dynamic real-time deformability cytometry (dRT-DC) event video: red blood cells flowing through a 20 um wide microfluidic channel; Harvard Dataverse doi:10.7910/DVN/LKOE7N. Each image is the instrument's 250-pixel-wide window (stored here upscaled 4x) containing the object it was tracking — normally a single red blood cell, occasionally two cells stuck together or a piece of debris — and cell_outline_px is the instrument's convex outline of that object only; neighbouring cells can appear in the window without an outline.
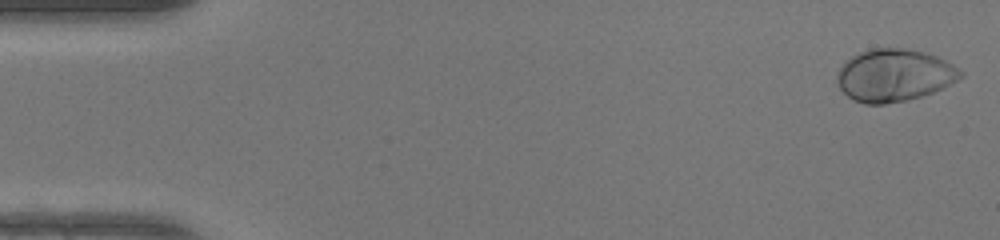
{"species": "human", "species_latin": "Homo sapiens", "temperature_condition": "warm", "stored_images_in_passage": 48, "camera_frame_rate_fps": 3000, "um_per_image_px": 0.085, "donor": {"sex": "female"}, "frame": {"image": 1, "passage_image": 1, "time_ms": 0.0, "image_size_px": [1000, 240], "cell_outline_px": [[964, 76], [932, 92], [908, 100], [884, 104], [864, 104], [852, 100], [836, 84], [836, 76], [840, 68], [852, 56], [860, 52], [872, 48], [904, 48], [924, 52], [936, 56], [952, 64], [964, 72]], "centroid_in_image_um": [75.98, 6.4], "position_along_channel_um": 9.0, "area_um2": 37.51}}
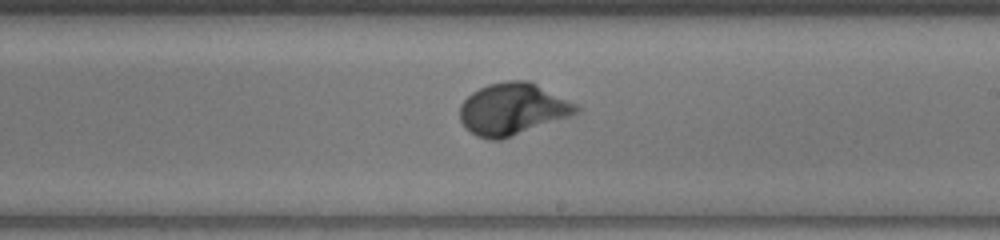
{"frame": {"image": 2, "passage_image": 28, "time_ms": 9.0, "image_size_px": [1000, 240], "cell_outline_px": [[580, 112], [500, 140], [488, 140], [476, 136], [460, 120], [460, 104], [472, 92], [488, 84], [508, 80], [528, 80], [576, 104], [580, 108]], "centroid_in_image_um": [43.54, 9.26], "position_along_channel_um": 245.5, "area_um2": 34.68}}
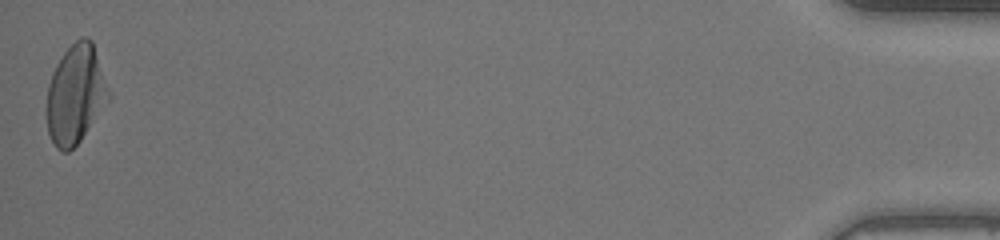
{"frame": {"image": 3, "passage_image": 48, "time_ms": 15.667, "image_size_px": [1000, 240], "cell_outline_px": [[112, 96], [80, 140], [68, 152], [60, 152], [56, 148], [48, 132], [48, 84], [52, 72], [56, 64], [64, 52], [76, 40], [84, 36], [88, 36], [92, 40], [112, 92]], "centroid_in_image_um": [6.46, 7.98], "position_along_channel_um": 428.7, "area_um2": 35.72}, "authors_computed_cell_mechanics": {"area_um2": 34.2465, "velocity_mm_per_s": 4.2533, "shape_relaxation_time_tau1_ms": 2.3945, "shape_relaxation_time_tau2_ms": null, "deformation_change_tau1": 0.2004, "deformation_change_tau2": null}}